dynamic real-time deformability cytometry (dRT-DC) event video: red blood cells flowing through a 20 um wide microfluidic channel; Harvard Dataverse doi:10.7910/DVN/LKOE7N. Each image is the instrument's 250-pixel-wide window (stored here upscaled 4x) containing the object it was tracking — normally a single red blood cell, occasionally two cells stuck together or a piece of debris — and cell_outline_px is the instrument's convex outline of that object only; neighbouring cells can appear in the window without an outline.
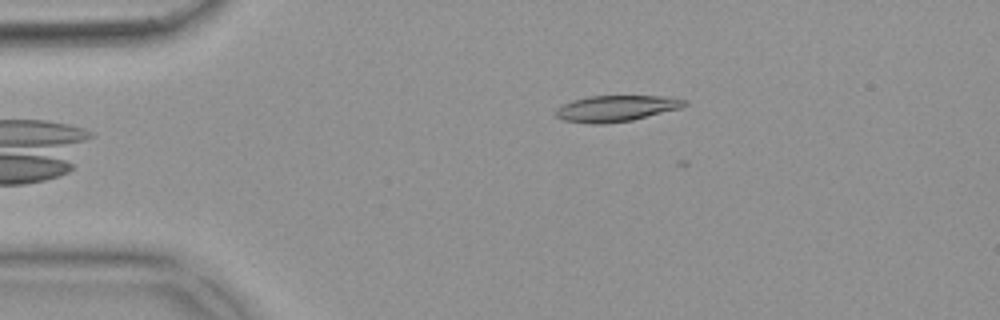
{"species": "common noctule bat (a hibernating species)", "species_latin": "Nyctalus noctula", "temperature_condition": "warm", "stored_images_in_passage": 4, "camera_frame_rate_fps": 3000, "um_per_image_px": 0.085, "animal": {"sex": "female", "body_mass_g": 18.4}, "frame": {"image": 1, "passage_image": 2, "time_ms": 0.333, "image_size_px": [1000, 320], "cell_outline_px": [[688, 104], [680, 108], [632, 120], [604, 124], [592, 124], [564, 120], [556, 116], [556, 108], [572, 100], [588, 96], [660, 96], [688, 100]], "centroid_in_image_um": [52.36, 9.21], "position_along_channel_um": 32.6, "area_um2": 19.48}}